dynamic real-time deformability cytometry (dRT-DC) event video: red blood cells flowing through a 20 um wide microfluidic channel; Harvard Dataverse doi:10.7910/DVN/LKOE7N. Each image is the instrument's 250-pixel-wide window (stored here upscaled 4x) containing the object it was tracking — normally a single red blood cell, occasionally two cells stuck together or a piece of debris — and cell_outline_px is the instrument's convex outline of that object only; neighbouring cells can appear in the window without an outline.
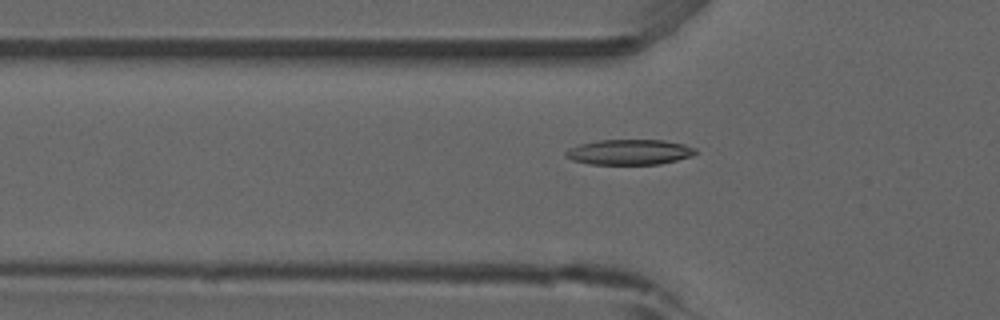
{"species": "common noctule bat (a hibernating species)", "species_latin": "Nyctalus noctula", "temperature_condition": "room temperature", "stored_images_in_passage": 53, "camera_frame_rate_fps": 3000, "um_per_image_px": 0.085, "animal": {"sex": "male", "forearm_length_mm": 52.5}, "frame": {"image": 1, "passage_image": 18, "time_ms": 5.667, "image_size_px": [1000, 320], "cell_outline_px": [[696, 152], [692, 156], [660, 164], [588, 164], [572, 160], [564, 156], [564, 152], [568, 148], [580, 144], [600, 140], [664, 140], [684, 144], [696, 148]], "centroid_in_image_um": [53.48, 12.93], "position_along_channel_um": 72.3, "area_um2": 19.19}}
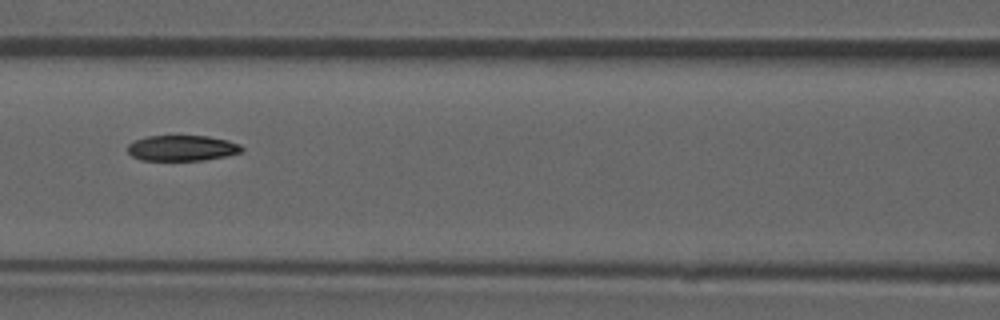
{"frame": {"image": 2, "passage_image": 24, "time_ms": 7.667, "image_size_px": [1000, 320], "cell_outline_px": [[244, 148], [240, 152], [224, 156], [204, 160], [140, 160], [132, 156], [128, 152], [128, 144], [136, 140], [148, 136], [208, 136], [228, 140], [240, 144]], "centroid_in_image_um": [15.47, 12.58], "position_along_channel_um": 151.1, "area_um2": 16.94}}
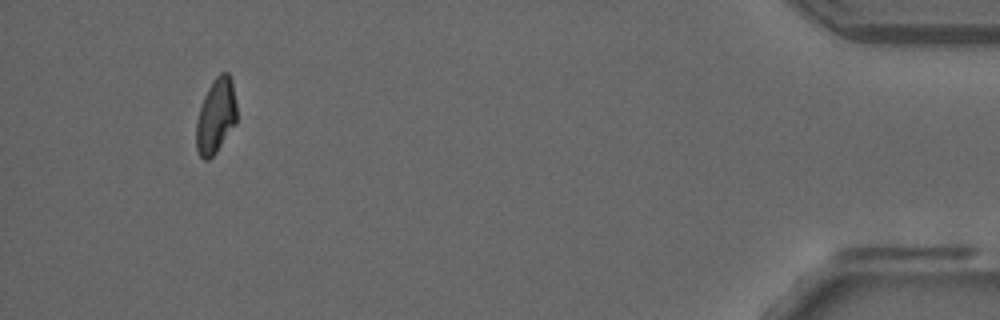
{"frame": {"image": 3, "passage_image": 50, "time_ms": 16.333, "image_size_px": [1000, 320], "cell_outline_px": [[236, 124], [216, 152], [208, 160], [204, 160], [200, 156], [196, 148], [196, 124], [200, 108], [204, 96], [212, 80], [220, 72], [228, 72], [232, 80], [236, 104]], "centroid_in_image_um": [18.35, 9.85], "position_along_channel_um": 416.8, "area_um2": 17.74}, "authors_computed_cell_mechanics": {"area_um2": 18.2648, "velocity_mm_per_s": 3.9031, "shape_relaxation_time_tau1_ms": 6.9468, "shape_relaxation_time_tau2_ms": 4.9085, "deformation_change_tau1": 0.187, "deformation_change_tau2": 0.1}}